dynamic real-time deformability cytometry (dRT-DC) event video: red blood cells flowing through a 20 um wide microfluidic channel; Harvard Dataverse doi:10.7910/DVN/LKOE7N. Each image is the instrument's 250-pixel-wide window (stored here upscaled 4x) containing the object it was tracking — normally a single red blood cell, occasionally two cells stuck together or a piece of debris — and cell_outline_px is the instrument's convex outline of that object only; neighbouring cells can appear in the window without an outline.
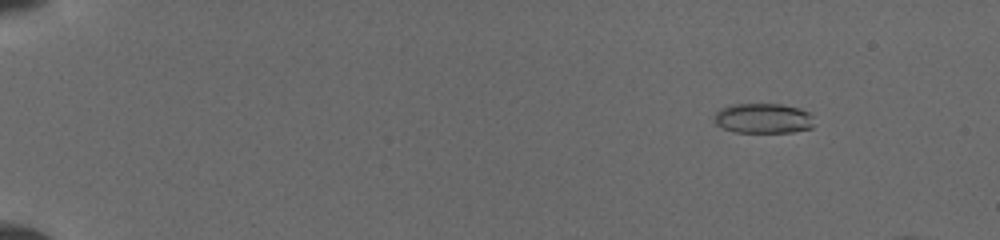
{"species": "common noctule bat (a hibernating species)", "species_latin": "Nyctalus noctula", "temperature_condition": "cold", "stored_images_in_passage": 52, "camera_frame_rate_fps": 3000, "um_per_image_px": 0.085, "animal": {"sex": "female", "body_mass_g": 19.5, "forearm_length_mm": 54.1}, "frame": {"image": 1, "passage_image": 12, "time_ms": 2.333, "image_size_px": [1000, 240], "cell_outline_px": [[812, 128], [792, 132], [736, 132], [724, 128], [716, 124], [716, 112], [720, 108], [732, 104], [780, 104], [800, 108], [808, 112], [812, 116]], "centroid_in_image_um": [64.89, 10.05], "position_along_channel_um": 20.1, "area_um2": 17.34}}
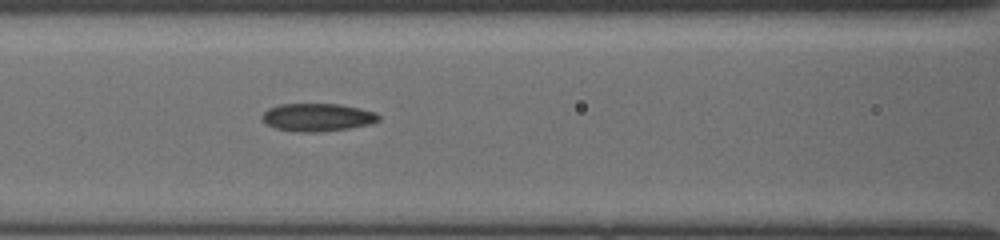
{"frame": {"image": 2, "passage_image": 46, "time_ms": 8.667, "image_size_px": [1000, 240], "cell_outline_px": [[380, 120], [372, 124], [348, 128], [316, 132], [300, 132], [276, 128], [268, 124], [260, 116], [268, 108], [280, 104], [340, 104], [360, 108], [376, 112], [380, 116]], "centroid_in_image_um": [27.02, 9.96], "position_along_channel_um": 139.6, "area_um2": 18.9}}
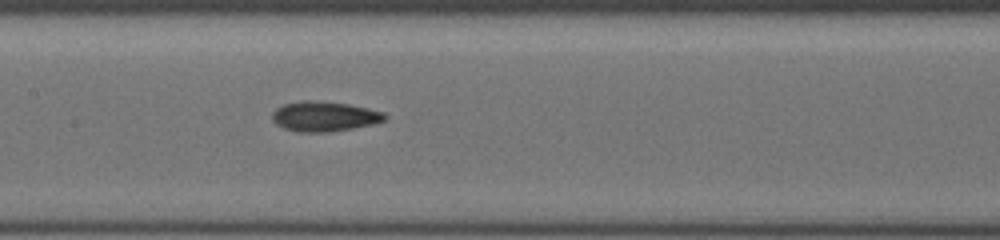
{"frame": {"image": 3, "passage_image": 52, "time_ms": 9.667, "image_size_px": [1000, 240], "cell_outline_px": [[388, 116], [384, 120], [372, 124], [352, 128], [324, 132], [300, 132], [284, 128], [276, 124], [272, 120], [272, 112], [276, 108], [284, 104], [300, 100], [316, 100], [348, 104], [368, 108], [384, 112]], "centroid_in_image_um": [27.54, 9.88], "position_along_channel_um": 179.9, "area_um2": 19.65}}